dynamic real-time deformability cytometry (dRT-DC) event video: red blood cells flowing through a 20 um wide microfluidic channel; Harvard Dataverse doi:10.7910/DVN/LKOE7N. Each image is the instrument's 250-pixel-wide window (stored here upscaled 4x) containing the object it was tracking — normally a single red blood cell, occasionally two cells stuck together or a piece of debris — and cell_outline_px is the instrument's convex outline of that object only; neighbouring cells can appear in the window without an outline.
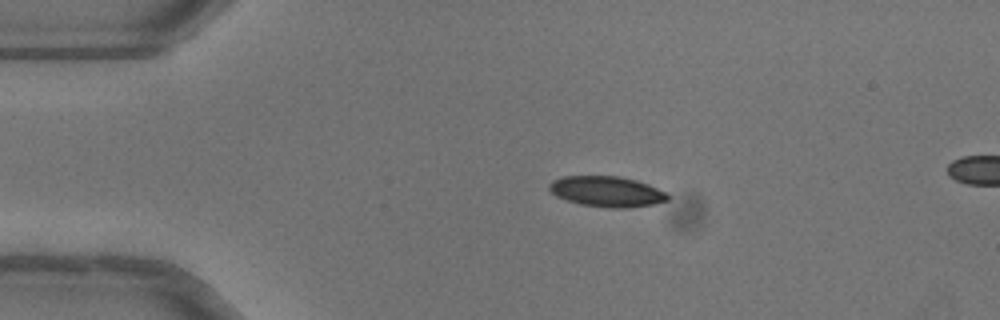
{"species": "common noctule bat (a hibernating species)", "species_latin": "Nyctalus noctula", "temperature_condition": "warm", "stored_images_in_passage": 16, "camera_frame_rate_fps": 3000, "um_per_image_px": 0.085, "animal": {"sex": "female"}, "frame": {"image": 1, "passage_image": 10, "time_ms": 3.0, "image_size_px": [1000, 320], "cell_outline_px": [[668, 200], [656, 204], [628, 208], [608, 208], [580, 204], [556, 196], [548, 188], [548, 184], [552, 180], [564, 176], [620, 176], [636, 180], [648, 184], [668, 192]], "centroid_in_image_um": [51.6, 16.28], "position_along_channel_um": 33.4, "area_um2": 21.27}}